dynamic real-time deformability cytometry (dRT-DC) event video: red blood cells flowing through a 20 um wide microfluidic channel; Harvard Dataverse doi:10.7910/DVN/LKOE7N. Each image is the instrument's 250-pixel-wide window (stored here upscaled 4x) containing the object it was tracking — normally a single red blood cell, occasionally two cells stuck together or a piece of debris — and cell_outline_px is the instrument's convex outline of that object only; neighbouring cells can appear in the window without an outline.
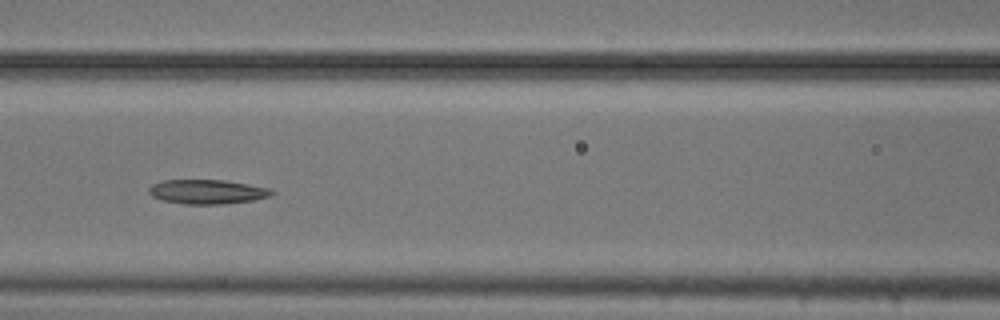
{"species": "common noctule bat (a hibernating species)", "species_latin": "Nyctalus noctula", "temperature_condition": "cold", "stored_images_in_passage": 8, "camera_frame_rate_fps": 3000, "um_per_image_px": 0.085, "animal": {"sex": "male", "body_mass_g": 20.5, "forearm_length_mm": 52.5}, "frame": {"image": 1, "passage_image": 6, "time_ms": 1.667, "image_size_px": [1000, 320], "cell_outline_px": [[276, 192], [272, 196], [252, 200], [224, 204], [184, 204], [164, 200], [152, 196], [148, 192], [148, 188], [152, 184], [164, 180], [224, 180], [248, 184], [268, 188]], "centroid_in_image_um": [17.62, 16.3], "position_along_channel_um": 149.0, "area_um2": 17.4}}
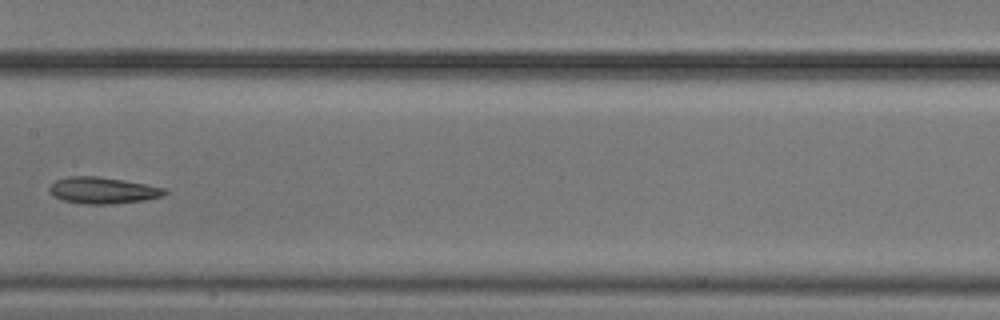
{"frame": {"image": 2, "passage_image": 7, "time_ms": 2.0, "image_size_px": [1000, 320], "cell_outline_px": [[168, 192], [164, 196], [144, 200], [112, 204], [84, 204], [64, 200], [52, 196], [48, 192], [48, 188], [56, 180], [68, 176], [96, 176], [124, 180], [168, 188]], "centroid_in_image_um": [8.76, 16.18], "position_along_channel_um": 198.6, "area_um2": 17.98}}
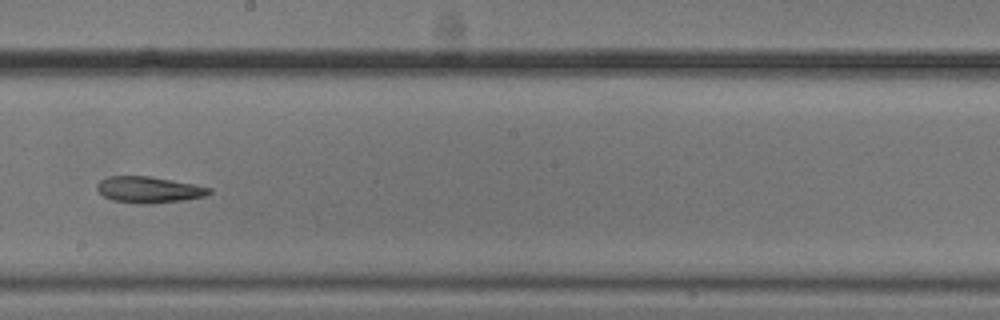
{"frame": {"image": 3, "passage_image": 8, "time_ms": 2.333, "image_size_px": [1000, 320], "cell_outline_px": [[212, 192], [204, 196], [184, 200], [144, 204], [112, 200], [104, 196], [96, 188], [96, 184], [100, 180], [108, 176], [148, 176], [172, 180], [212, 188]], "centroid_in_image_um": [12.63, 16.12], "position_along_channel_um": 235.6, "area_um2": 16.99}}